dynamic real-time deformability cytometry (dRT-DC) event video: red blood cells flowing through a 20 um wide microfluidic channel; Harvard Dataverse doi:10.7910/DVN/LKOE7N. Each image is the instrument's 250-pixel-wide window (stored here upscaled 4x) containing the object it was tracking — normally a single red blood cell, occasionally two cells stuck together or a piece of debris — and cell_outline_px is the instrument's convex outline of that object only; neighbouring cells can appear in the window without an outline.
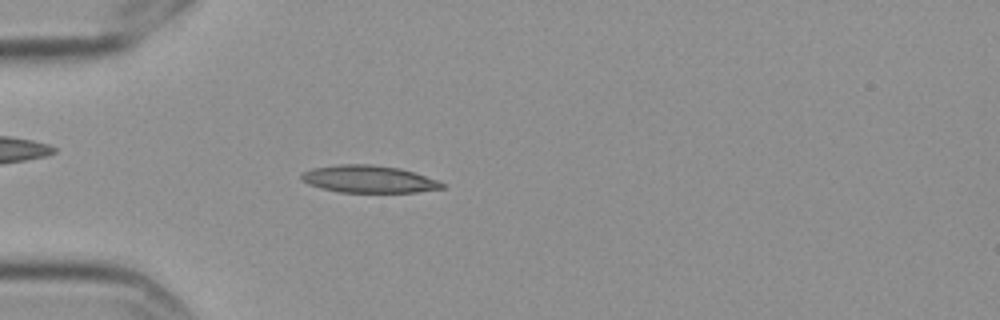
{"species": "Egyptian fruit bat (a non-hibernating species)", "species_latin": "Rousettus aegyptiacus", "temperature_condition": "cold", "stored_images_in_passage": 57, "camera_frame_rate_fps": 3000, "um_per_image_px": 0.085, "frame": {"image": 1, "passage_image": 16, "time_ms": 5.0, "image_size_px": [1000, 320], "cell_outline_px": [[444, 188], [416, 192], [340, 192], [320, 188], [308, 184], [300, 180], [300, 176], [304, 172], [312, 168], [340, 164], [368, 164], [400, 168], [440, 180], [444, 184]], "centroid_in_image_um": [31.34, 15.22], "position_along_channel_um": 53.7, "area_um2": 22.43}}
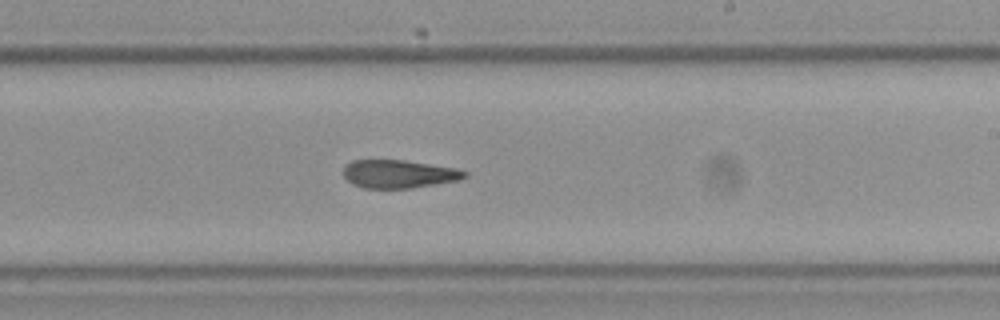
{"frame": {"image": 2, "passage_image": 34, "time_ms": 11.0, "image_size_px": [1000, 320], "cell_outline_px": [[468, 176], [456, 180], [412, 188], [364, 188], [352, 184], [344, 176], [344, 164], [352, 160], [404, 160], [456, 168], [468, 172]], "centroid_in_image_um": [33.87, 14.78], "position_along_channel_um": 255.1, "area_um2": 19.83}}
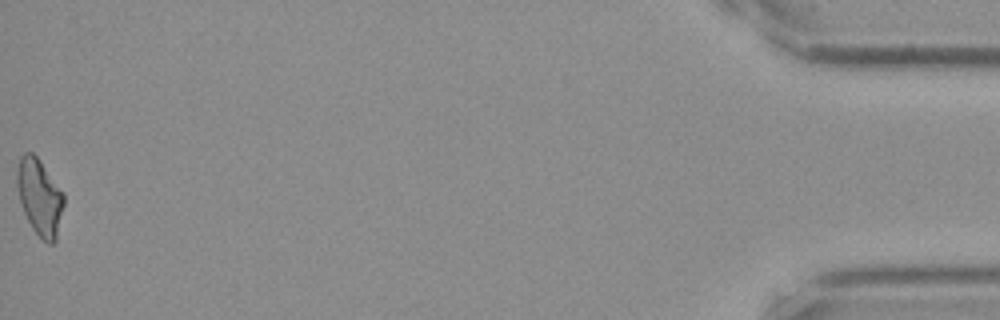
{"frame": {"image": 3, "passage_image": 57, "time_ms": 18.667, "image_size_px": [1000, 320], "cell_outline_px": [[64, 204], [56, 240], [52, 244], [48, 244], [32, 228], [24, 212], [20, 200], [16, 184], [16, 176], [20, 156], [24, 152], [32, 152], [40, 160], [64, 192]], "centroid_in_image_um": [3.38, 16.73], "position_along_channel_um": 431.8, "area_um2": 20.81}, "authors_computed_cell_mechanics": {"area_um2": 20.8658, "velocity_mm_per_s": 3.5352, "shape_relaxation_time_tau1_ms": null, "shape_relaxation_time_tau2_ms": 6.1129, "deformation_change_tau1": null, "deformation_change_tau2": 0.143}}